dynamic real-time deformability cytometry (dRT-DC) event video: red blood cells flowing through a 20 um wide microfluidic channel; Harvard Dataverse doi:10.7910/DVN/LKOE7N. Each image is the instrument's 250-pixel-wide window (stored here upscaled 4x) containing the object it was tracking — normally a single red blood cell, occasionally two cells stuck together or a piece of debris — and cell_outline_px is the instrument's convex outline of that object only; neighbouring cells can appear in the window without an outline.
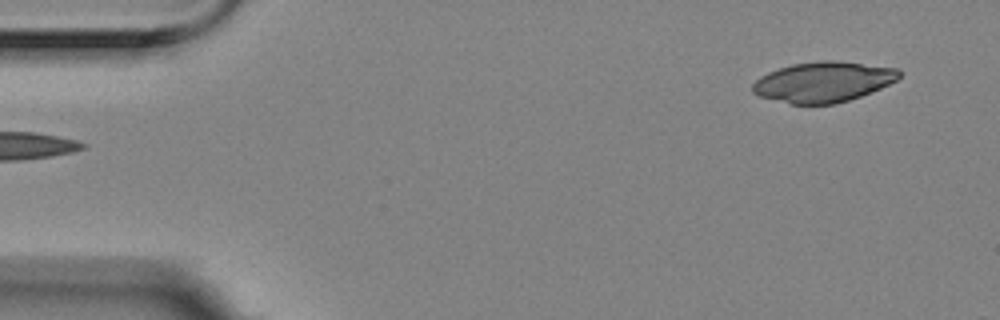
{"species": "Egyptian fruit bat (a non-hibernating species)", "species_latin": "Rousettus aegyptiacus", "temperature_condition": "room temperature", "stored_images_in_passage": 4, "camera_frame_rate_fps": 3000, "um_per_image_px": 0.085, "animal": {"sex": "female"}, "frame": {"image": 1, "passage_image": 4, "time_ms": 1.0, "image_size_px": [1000, 320], "cell_outline_px": [[900, 76], [896, 80], [880, 88], [860, 96], [836, 104], [792, 104], [756, 96], [752, 92], [752, 84], [760, 76], [768, 72], [792, 64], [824, 60], [832, 60], [900, 68]], "centroid_in_image_um": [69.95, 6.96], "position_along_channel_um": 15.1, "area_um2": 34.45}}